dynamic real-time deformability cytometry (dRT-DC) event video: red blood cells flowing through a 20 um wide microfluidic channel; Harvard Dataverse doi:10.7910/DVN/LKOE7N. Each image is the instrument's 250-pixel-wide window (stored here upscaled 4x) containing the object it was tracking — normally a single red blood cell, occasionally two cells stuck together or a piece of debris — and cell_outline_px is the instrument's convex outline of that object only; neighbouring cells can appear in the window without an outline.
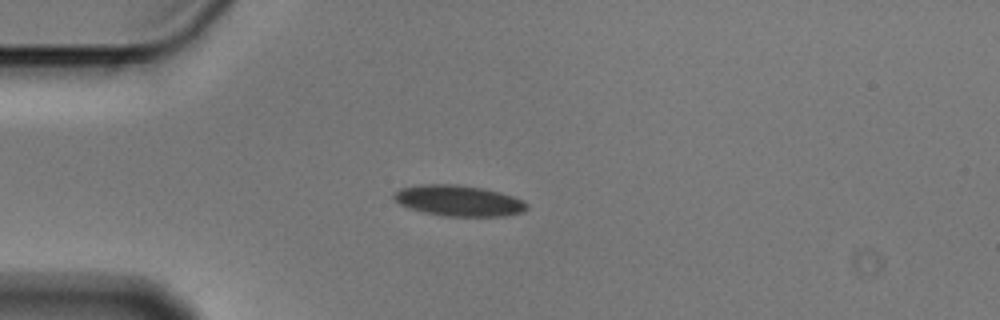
{"species": "Egyptian fruit bat (a non-hibernating species)", "species_latin": "Rousettus aegyptiacus", "temperature_condition": "cold", "stored_images_in_passage": 6, "camera_frame_rate_fps": 3000, "um_per_image_px": 0.085, "animal": {"sex": "male"}, "frame": {"image": 1, "passage_image": 4, "time_ms": 1.0, "image_size_px": [1000, 320], "cell_outline_px": [[528, 208], [524, 212], [504, 216], [444, 216], [424, 212], [408, 208], [400, 204], [392, 196], [392, 192], [400, 188], [420, 184], [460, 184], [484, 188], [500, 192], [524, 200], [528, 204]], "centroid_in_image_um": [38.99, 17.05], "position_along_channel_um": 46.0, "area_um2": 24.22}}
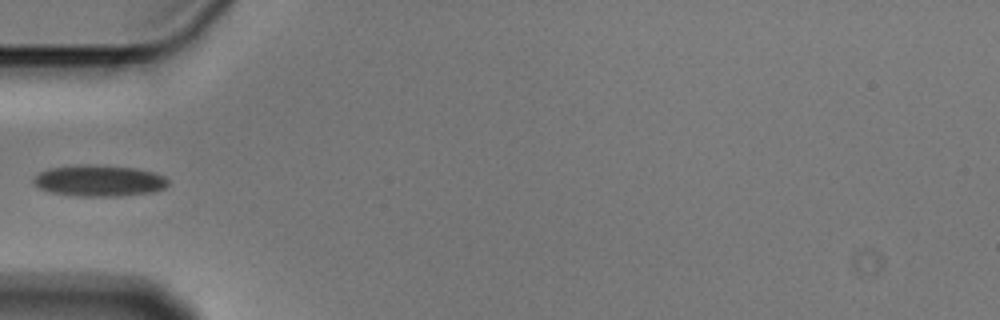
{"frame": {"image": 2, "passage_image": 5, "time_ms": 1.333, "image_size_px": [1000, 320], "cell_outline_px": [[168, 184], [164, 188], [152, 192], [116, 196], [80, 196], [52, 192], [40, 188], [32, 180], [40, 172], [48, 168], [88, 164], [136, 168], [152, 172], [164, 176], [168, 180]], "centroid_in_image_um": [8.44, 15.35], "position_along_channel_um": 76.6, "area_um2": 24.22}}
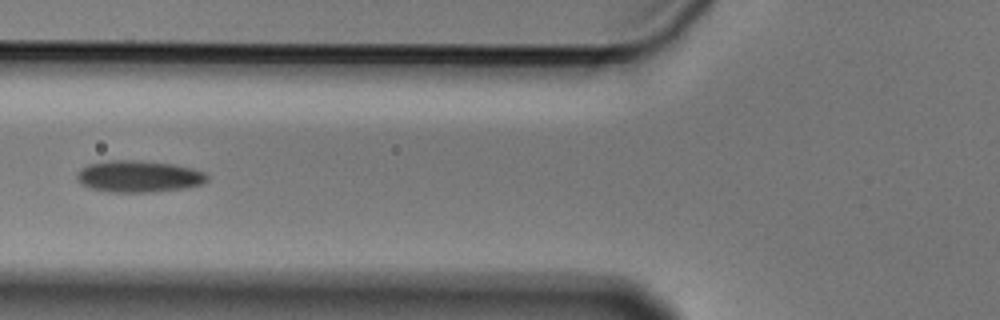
{"frame": {"image": 3, "passage_image": 6, "time_ms": 1.667, "image_size_px": [1000, 320], "cell_outline_px": [[208, 180], [200, 184], [184, 188], [152, 192], [112, 192], [88, 188], [80, 184], [76, 176], [80, 168], [88, 164], [108, 160], [136, 160], [172, 164], [192, 168], [204, 172], [208, 176]], "centroid_in_image_um": [11.75, 14.99], "position_along_channel_um": 114.1, "area_um2": 24.1}}